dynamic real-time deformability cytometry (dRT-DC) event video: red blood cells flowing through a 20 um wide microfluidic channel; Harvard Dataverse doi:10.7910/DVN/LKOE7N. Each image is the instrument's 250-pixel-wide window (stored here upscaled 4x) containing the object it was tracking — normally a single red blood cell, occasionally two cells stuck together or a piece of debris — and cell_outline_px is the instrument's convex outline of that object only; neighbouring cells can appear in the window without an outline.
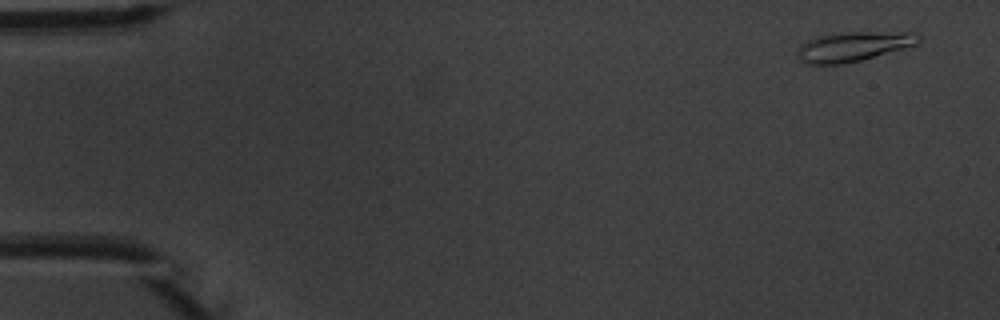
{"species": "common noctule bat (a hibernating species)", "species_latin": "Nyctalus noctula", "temperature_condition": "warm", "stored_images_in_passage": 4, "camera_frame_rate_fps": 3000, "um_per_image_px": 0.085, "animal": {"sex": "male", "body_mass_g": 20.1, "forearm_length_mm": 53.5}, "frame": {"image": 1, "passage_image": 1, "time_ms": 0.0, "image_size_px": [1000, 320], "cell_outline_px": [[924, 36], [920, 44], [860, 60], [844, 64], [808, 64], [800, 60], [796, 56], [796, 52], [804, 40], [816, 36], [848, 32], [916, 32]], "centroid_in_image_um": [72.57, 3.94], "position_along_channel_um": 12.4, "area_um2": 21.27}}